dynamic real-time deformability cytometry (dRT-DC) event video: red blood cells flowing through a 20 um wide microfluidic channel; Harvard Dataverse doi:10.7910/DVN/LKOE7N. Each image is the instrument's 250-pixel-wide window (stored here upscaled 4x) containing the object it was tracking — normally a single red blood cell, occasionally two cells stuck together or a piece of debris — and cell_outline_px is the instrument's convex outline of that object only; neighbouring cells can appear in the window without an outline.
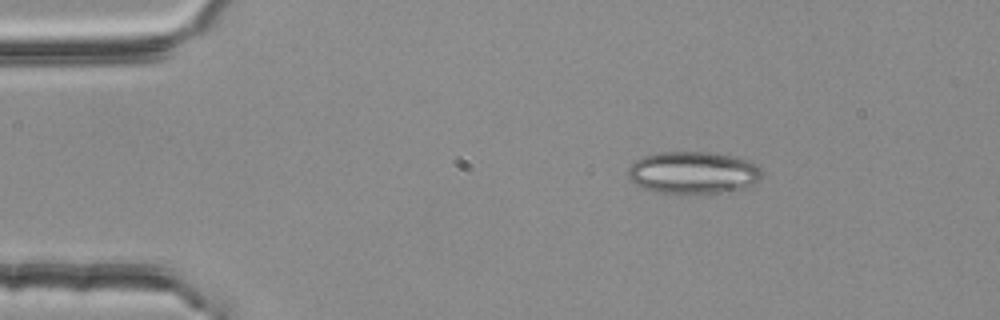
{"species": "common noctule bat (a hibernating species)", "species_latin": "Nyctalus noctula", "temperature_condition": "room temperature", "stored_images_in_passage": 3, "camera_frame_rate_fps": 3000, "um_per_image_px": 0.085, "animal": {"sex": "female", "body_mass_g": 25.1}, "frame": {"image": 1, "passage_image": 1, "time_ms": 0.0, "image_size_px": [1000, 320], "cell_outline_px": [[760, 180], [744, 188], [720, 192], [652, 192], [636, 184], [628, 176], [628, 168], [640, 156], [660, 152], [712, 152], [732, 156], [748, 160], [756, 164], [760, 168]], "centroid_in_image_um": [58.9, 14.65], "position_along_channel_um": 26.1, "area_um2": 32.6}}